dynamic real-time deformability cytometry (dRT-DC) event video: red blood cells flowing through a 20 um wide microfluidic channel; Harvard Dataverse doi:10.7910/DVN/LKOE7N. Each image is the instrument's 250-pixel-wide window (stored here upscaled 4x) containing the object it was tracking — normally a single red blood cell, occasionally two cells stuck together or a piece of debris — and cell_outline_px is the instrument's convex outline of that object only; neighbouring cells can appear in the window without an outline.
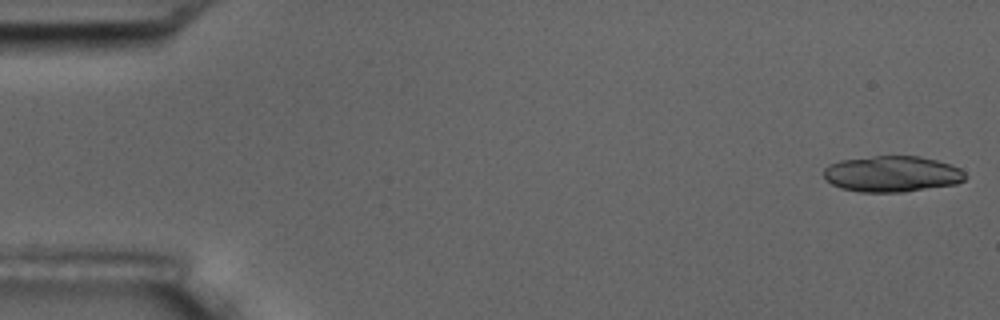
{"species": "common noctule bat (a hibernating species)", "species_latin": "Nyctalus noctula", "temperature_condition": "room temperature", "stored_images_in_passage": 7, "camera_frame_rate_fps": 3000, "um_per_image_px": 0.085, "animal": {"sex": "male", "body_mass_g": 17.5, "forearm_length_mm": 52.3}, "frame": {"image": 1, "passage_image": 1, "time_ms": 0.0, "image_size_px": [1000, 320], "cell_outline_px": [[968, 176], [964, 180], [956, 184], [904, 192], [860, 192], [840, 188], [832, 184], [824, 176], [824, 168], [828, 164], [840, 160], [872, 156], [920, 156], [936, 160], [960, 168]], "centroid_in_image_um": [75.82, 14.78], "position_along_channel_um": 9.2, "area_um2": 29.82}}
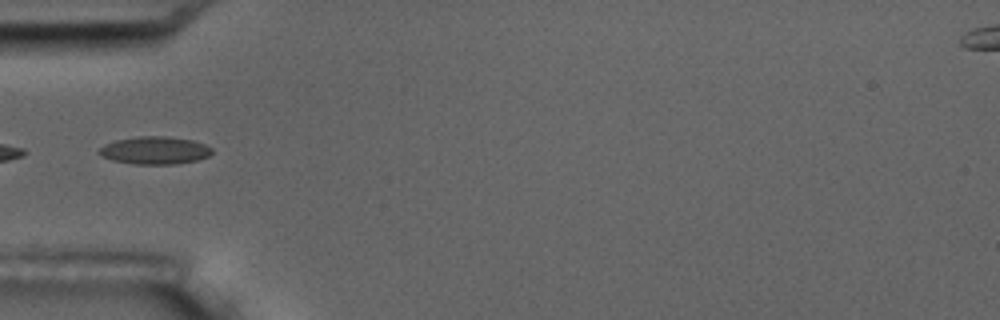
{"frame": {"image": 2, "passage_image": 6, "time_ms": 5.667, "image_size_px": [1000, 320], "cell_outline_px": [[212, 152], [208, 156], [196, 160], [176, 164], [136, 164], [112, 160], [96, 152], [104, 144], [116, 140], [136, 136], [164, 136], [192, 140], [204, 144], [212, 148]], "centroid_in_image_um": [13.14, 12.78], "position_along_channel_um": 71.9, "area_um2": 18.09}}